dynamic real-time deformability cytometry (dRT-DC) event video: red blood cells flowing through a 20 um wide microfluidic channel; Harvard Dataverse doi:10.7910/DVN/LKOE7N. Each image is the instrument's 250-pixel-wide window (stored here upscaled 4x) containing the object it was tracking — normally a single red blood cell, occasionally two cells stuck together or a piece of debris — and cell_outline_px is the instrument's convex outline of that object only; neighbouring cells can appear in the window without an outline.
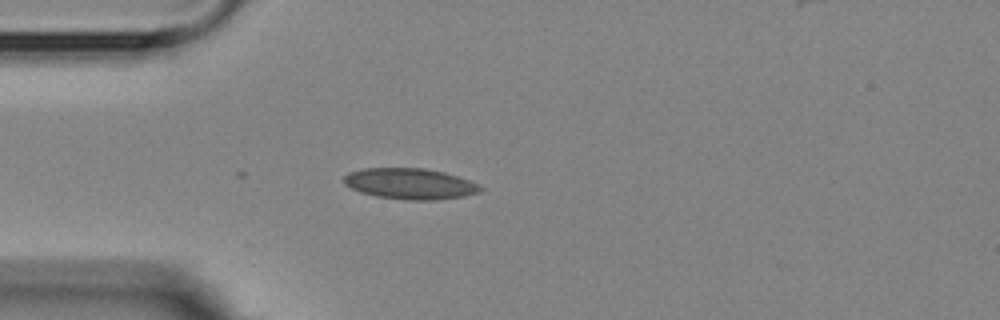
{"species": "Egyptian fruit bat (a non-hibernating species)", "species_latin": "Rousettus aegyptiacus", "temperature_condition": "room temperature", "stored_images_in_passage": 3, "camera_frame_rate_fps": 3000, "um_per_image_px": 0.085, "animal": {"sex": "female"}, "frame": {"image": 1, "passage_image": 1, "time_ms": 0.0, "image_size_px": [1000, 320], "cell_outline_px": [[484, 188], [480, 192], [464, 196], [436, 200], [404, 200], [376, 196], [360, 192], [344, 184], [344, 176], [348, 172], [364, 168], [424, 168], [444, 172], [480, 184]], "centroid_in_image_um": [34.86, 15.62], "position_along_channel_um": 50.1, "area_um2": 24.68}}
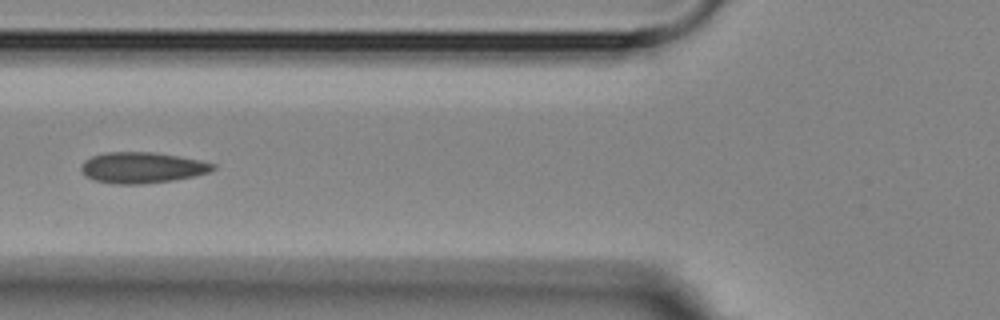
{"frame": {"image": 2, "passage_image": 3, "time_ms": 2.0, "image_size_px": [1000, 320], "cell_outline_px": [[216, 168], [208, 172], [192, 176], [172, 180], [140, 184], [116, 184], [96, 180], [88, 176], [80, 168], [84, 160], [92, 156], [104, 152], [152, 152], [200, 160], [216, 164]], "centroid_in_image_um": [12.08, 14.24], "position_along_channel_um": 113.7, "area_um2": 23.41}}